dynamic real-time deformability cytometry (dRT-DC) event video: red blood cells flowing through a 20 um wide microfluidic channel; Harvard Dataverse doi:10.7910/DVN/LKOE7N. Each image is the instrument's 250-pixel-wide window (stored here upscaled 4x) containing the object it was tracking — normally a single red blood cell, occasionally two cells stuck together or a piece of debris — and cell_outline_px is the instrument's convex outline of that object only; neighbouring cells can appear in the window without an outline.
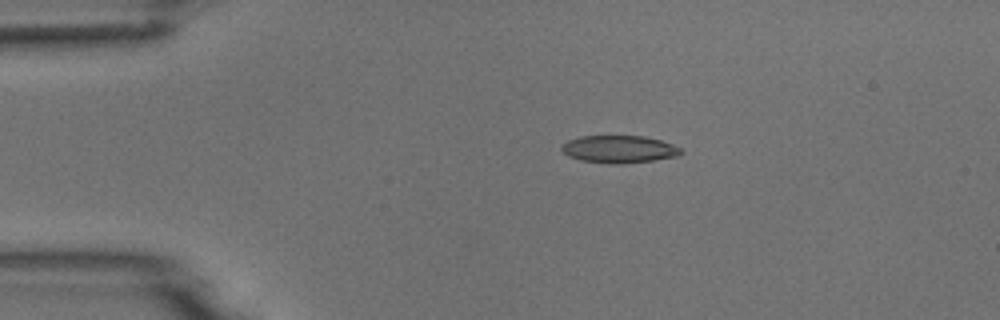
{"species": "common noctule bat (a hibernating species)", "species_latin": "Nyctalus noctula", "temperature_condition": "room temperature", "stored_images_in_passage": 4, "camera_frame_rate_fps": 3000, "um_per_image_px": 0.085, "animal": {"sex": "male", "body_mass_g": 18.8}, "frame": {"image": 1, "passage_image": 3, "time_ms": 2.333, "image_size_px": [1000, 320], "cell_outline_px": [[684, 152], [680, 156], [652, 160], [620, 164], [612, 164], [580, 160], [568, 156], [560, 148], [568, 140], [580, 136], [644, 136], [660, 140], [672, 144], [680, 148]], "centroid_in_image_um": [52.64, 12.68], "position_along_channel_um": 32.4, "area_um2": 19.07}}